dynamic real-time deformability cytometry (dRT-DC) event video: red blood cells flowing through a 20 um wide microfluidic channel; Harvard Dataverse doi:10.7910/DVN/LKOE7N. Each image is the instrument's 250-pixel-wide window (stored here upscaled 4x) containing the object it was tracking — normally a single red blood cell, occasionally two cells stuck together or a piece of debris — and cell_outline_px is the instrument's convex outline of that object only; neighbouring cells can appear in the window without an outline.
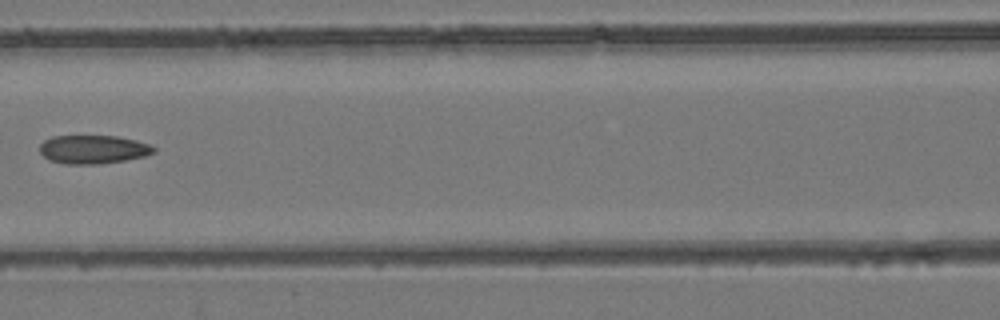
{"species": "common noctule bat (a hibernating species)", "species_latin": "Nyctalus noctula", "temperature_condition": "room temperature", "stored_images_in_passage": 7, "camera_frame_rate_fps": 3000, "um_per_image_px": 0.085, "animal": {"sex": "female", "body_mass_g": 24.6, "forearm_length_mm": 56.2}, "frame": {"image": 1, "passage_image": 7, "time_ms": 7.667, "image_size_px": [1000, 320], "cell_outline_px": [[156, 152], [144, 156], [124, 160], [100, 164], [64, 164], [48, 160], [40, 152], [40, 144], [44, 140], [52, 136], [116, 136], [136, 140], [148, 144], [156, 148]], "centroid_in_image_um": [7.9, 12.7], "position_along_channel_um": 158.7, "area_um2": 19.02}}